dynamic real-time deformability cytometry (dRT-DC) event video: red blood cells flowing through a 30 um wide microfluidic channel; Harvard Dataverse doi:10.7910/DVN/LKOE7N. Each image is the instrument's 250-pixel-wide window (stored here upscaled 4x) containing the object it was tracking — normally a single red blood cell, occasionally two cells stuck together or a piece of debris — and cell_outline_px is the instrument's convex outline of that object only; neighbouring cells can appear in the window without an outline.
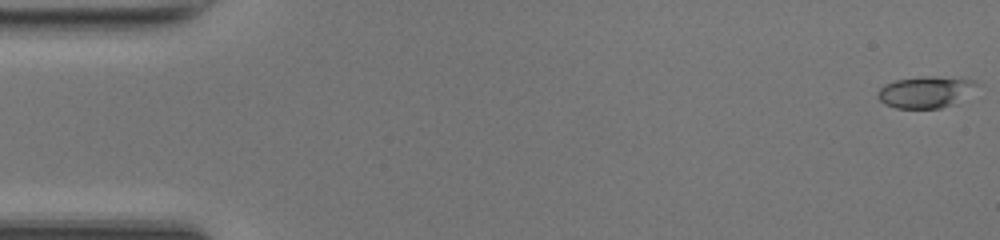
{"species": "common noctule bat (a hibernating species)", "species_latin": "Nyctalus noctula", "temperature_condition": "room temperature", "stored_images_in_passage": 49, "camera_frame_rate_fps": 3000, "um_per_image_px": 0.085, "animal": {"sex": "female", "body_mass_g": 17.0, "forearm_length_mm": 48.0}, "frame": {"image": 1, "passage_image": 1, "time_ms": 0.0, "image_size_px": [1000, 240], "cell_outline_px": [[984, 84], [956, 104], [940, 108], [896, 108], [884, 104], [876, 96], [876, 92], [884, 84], [896, 80], [920, 76], [960, 76], [976, 80]], "centroid_in_image_um": [78.79, 7.79], "position_along_channel_um": 6.2, "area_um2": 19.13}}
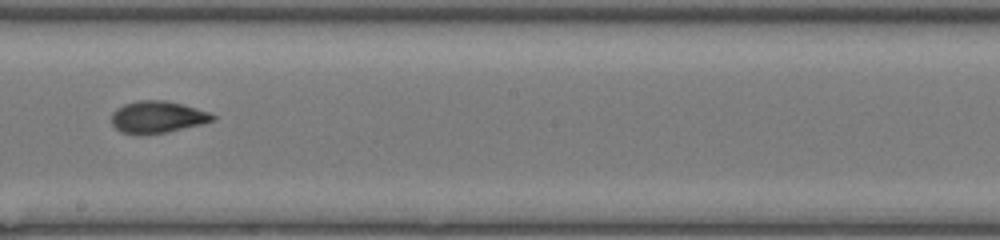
{"frame": {"image": 2, "passage_image": 28, "time_ms": 9.0, "image_size_px": [1000, 240], "cell_outline_px": [[216, 116], [212, 120], [200, 124], [168, 132], [120, 132], [112, 124], [112, 112], [116, 108], [124, 104], [140, 100], [164, 100], [196, 108], [208, 112]], "centroid_in_image_um": [13.36, 9.91], "position_along_channel_um": 234.8, "area_um2": 18.15}}
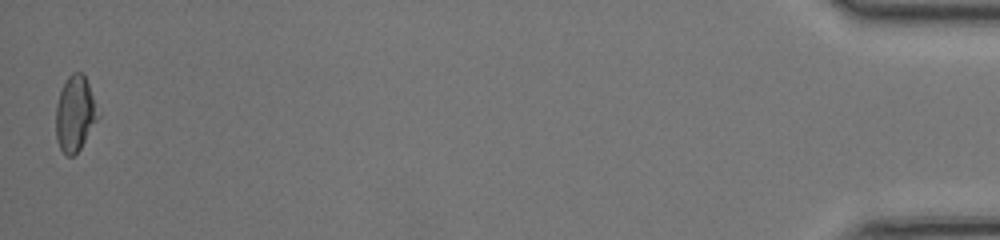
{"frame": {"image": 3, "passage_image": 49, "time_ms": 16.0, "image_size_px": [1000, 240], "cell_outline_px": [[100, 116], [80, 148], [72, 156], [68, 156], [60, 148], [56, 140], [56, 104], [60, 92], [68, 76], [72, 72], [84, 72]], "centroid_in_image_um": [6.38, 9.64], "position_along_channel_um": 428.8, "area_um2": 18.38}, "authors_computed_cell_mechanics": {"area_um2": 18.3804, "velocity_mm_per_s": 4.241, "shape_relaxation_time_tau1_ms": 7.1248, "shape_relaxation_time_tau2_ms": 1.5242, "deformation_change_tau1": 0.2209, "deformation_change_tau2": 0.0585}}